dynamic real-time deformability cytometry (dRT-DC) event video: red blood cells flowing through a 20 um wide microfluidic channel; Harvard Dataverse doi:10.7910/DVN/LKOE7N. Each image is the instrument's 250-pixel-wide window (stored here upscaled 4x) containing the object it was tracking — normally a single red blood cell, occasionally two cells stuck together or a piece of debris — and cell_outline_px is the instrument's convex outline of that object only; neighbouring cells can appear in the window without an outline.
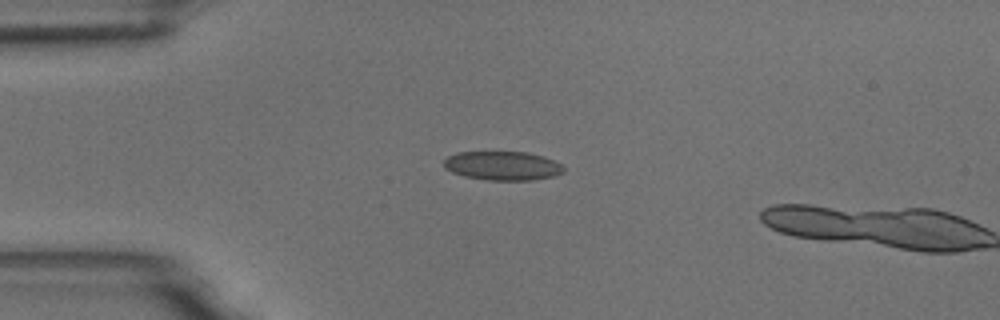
{"species": "common noctule bat (a hibernating species)", "species_latin": "Nyctalus noctula", "temperature_condition": "room temperature", "stored_images_in_passage": 4, "camera_frame_rate_fps": 3000, "um_per_image_px": 0.085, "animal": {"sex": "male", "body_mass_g": 18.8}, "frame": {"image": 1, "passage_image": 3, "time_ms": 2.333, "image_size_px": [1000, 320], "cell_outline_px": [[564, 172], [552, 176], [536, 180], [488, 180], [464, 176], [452, 172], [444, 168], [444, 160], [448, 156], [456, 152], [528, 152], [544, 156], [560, 164], [564, 168]], "centroid_in_image_um": [42.71, 14.09], "position_along_channel_um": 42.3, "area_um2": 20.23}}